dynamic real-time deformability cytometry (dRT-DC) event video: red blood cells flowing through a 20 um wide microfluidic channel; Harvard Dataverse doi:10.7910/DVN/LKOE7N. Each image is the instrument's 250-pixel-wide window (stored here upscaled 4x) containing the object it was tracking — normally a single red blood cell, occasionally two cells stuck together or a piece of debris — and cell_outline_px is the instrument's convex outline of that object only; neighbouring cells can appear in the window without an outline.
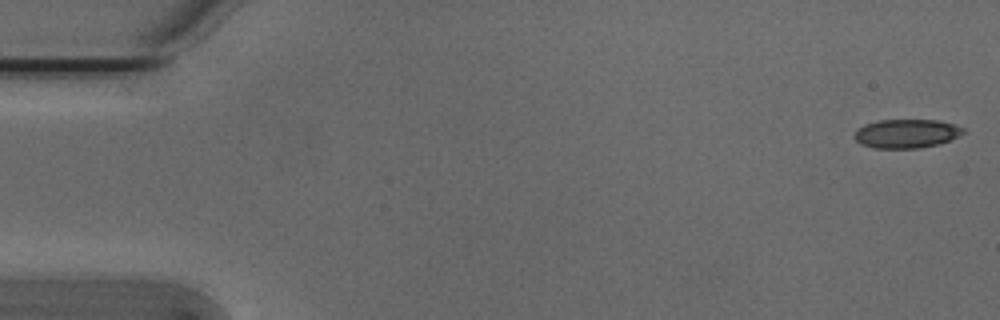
{"species": "Egyptian fruit bat (a non-hibernating species)", "species_latin": "Rousettus aegyptiacus", "temperature_condition": "cold", "stored_images_in_passage": 11, "camera_frame_rate_fps": 3000, "um_per_image_px": 0.085, "animal": {"sex": "male"}, "frame": {"image": 1, "passage_image": 1, "time_ms": 0.0, "image_size_px": [1000, 320], "cell_outline_px": [[964, 132], [960, 136], [940, 144], [916, 148], [872, 148], [860, 144], [852, 136], [856, 128], [864, 124], [880, 120], [936, 120], [952, 124], [964, 128]], "centroid_in_image_um": [77.0, 11.36], "position_along_channel_um": 8.0, "area_um2": 18.44}}